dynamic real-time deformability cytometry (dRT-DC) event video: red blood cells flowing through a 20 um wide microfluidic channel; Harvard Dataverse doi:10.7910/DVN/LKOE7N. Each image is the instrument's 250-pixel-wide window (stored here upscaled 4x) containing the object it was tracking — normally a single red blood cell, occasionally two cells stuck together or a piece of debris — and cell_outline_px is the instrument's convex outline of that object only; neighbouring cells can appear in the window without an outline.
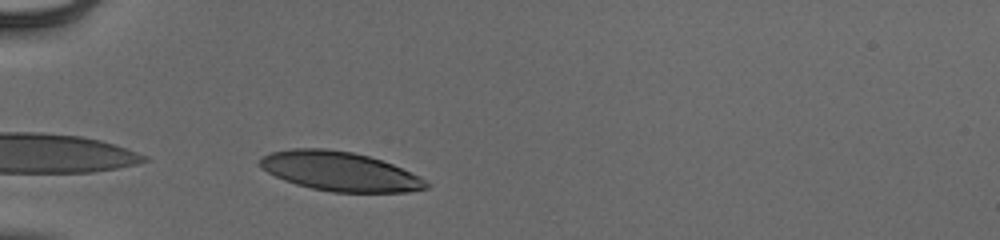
{"species": "human", "species_latin": "Homo sapiens", "temperature_condition": "cold", "stored_images_in_passage": 12, "camera_frame_rate_fps": 3000, "um_per_image_px": 0.085, "donor": {"sex": "male"}, "frame": {"image": 1, "passage_image": 1, "time_ms": 0.0, "image_size_px": [1000, 240], "cell_outline_px": [[432, 184], [428, 188], [408, 192], [332, 192], [312, 188], [296, 184], [284, 180], [268, 172], [260, 164], [260, 160], [264, 156], [272, 152], [292, 148], [324, 148], [352, 152], [368, 156], [392, 164], [420, 176]], "centroid_in_image_um": [28.93, 14.57], "position_along_channel_um": 56.1, "area_um2": 37.8}}
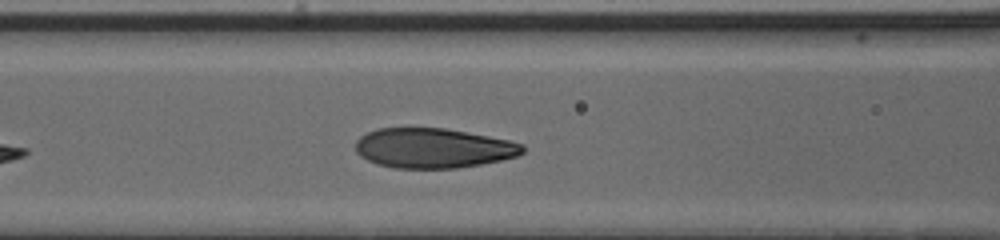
{"frame": {"image": 2, "passage_image": 8, "time_ms": 2.333, "image_size_px": [1000, 240], "cell_outline_px": [[524, 152], [516, 156], [500, 160], [480, 164], [456, 168], [396, 168], [376, 164], [360, 156], [356, 152], [356, 140], [360, 136], [376, 128], [444, 128], [488, 136], [508, 140], [524, 144]], "centroid_in_image_um": [36.8, 12.59], "position_along_channel_um": 129.8, "area_um2": 38.67}}
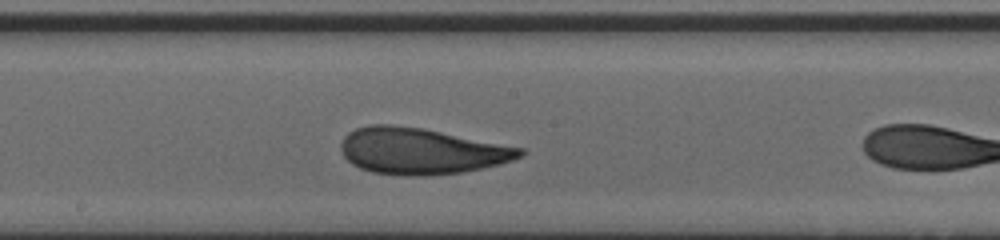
{"frame": {"image": 3, "passage_image": 11, "time_ms": 3.333, "image_size_px": [1000, 240], "cell_outline_px": [[524, 152], [520, 156], [512, 160], [500, 164], [464, 172], [428, 176], [404, 176], [372, 172], [360, 168], [352, 164], [344, 156], [340, 148], [340, 144], [344, 136], [348, 132], [356, 128], [368, 124], [392, 124], [424, 128], [524, 148]], "centroid_in_image_um": [35.77, 12.83], "position_along_channel_um": 212.4, "area_um2": 48.61}}